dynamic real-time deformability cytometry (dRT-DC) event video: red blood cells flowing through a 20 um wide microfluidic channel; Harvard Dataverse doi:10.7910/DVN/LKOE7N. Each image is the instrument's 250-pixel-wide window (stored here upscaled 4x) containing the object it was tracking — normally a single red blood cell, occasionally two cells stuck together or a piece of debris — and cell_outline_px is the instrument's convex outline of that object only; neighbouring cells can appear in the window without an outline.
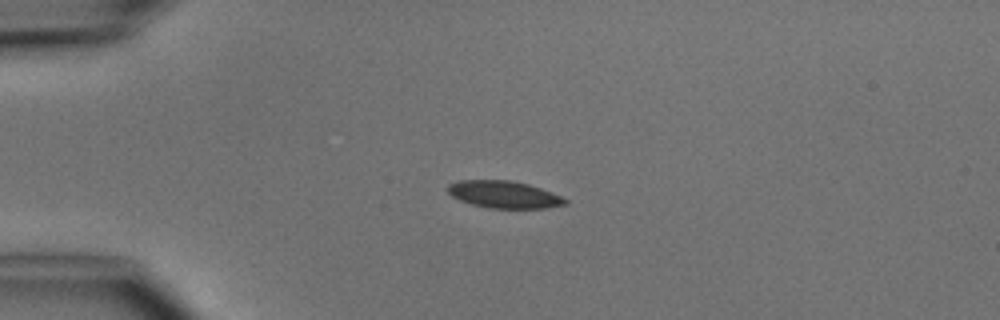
{"species": "common noctule bat (a hibernating species)", "species_latin": "Nyctalus noctula", "temperature_condition": "cold", "stored_images_in_passage": 5, "camera_frame_rate_fps": 3000, "um_per_image_px": 0.085, "animal": {"sex": "male", "body_mass_g": 15.6}, "frame": {"image": 1, "passage_image": 1, "time_ms": 0.0, "image_size_px": [1000, 320], "cell_outline_px": [[568, 204], [544, 208], [488, 208], [472, 204], [460, 200], [452, 196], [448, 192], [448, 184], [460, 180], [508, 180], [528, 184], [540, 188], [560, 196], [568, 200]], "centroid_in_image_um": [42.83, 16.53], "position_along_channel_um": 42.2, "area_um2": 18.44}}
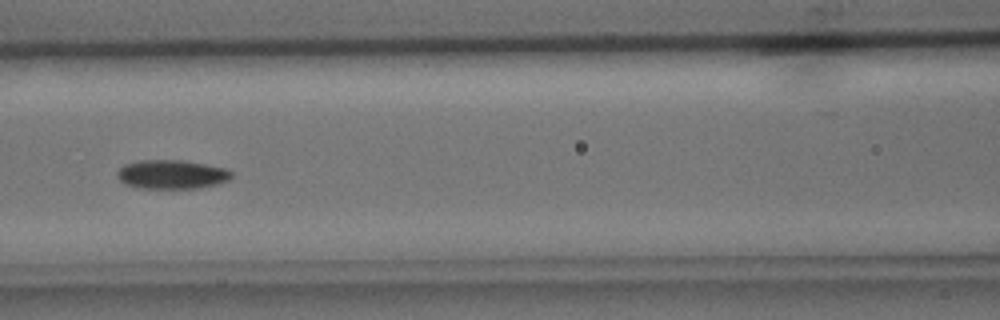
{"frame": {"image": 2, "passage_image": 4, "time_ms": 3.333, "image_size_px": [1000, 320], "cell_outline_px": [[232, 176], [228, 180], [216, 184], [200, 188], [136, 188], [124, 184], [116, 176], [116, 172], [124, 164], [136, 160], [184, 160], [228, 168], [232, 172]], "centroid_in_image_um": [14.57, 14.82], "position_along_channel_um": 152.0, "area_um2": 19.59}}
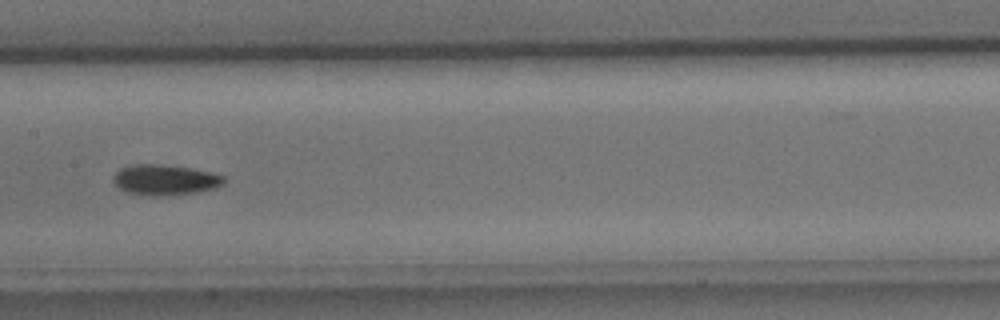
{"frame": {"image": 3, "passage_image": 5, "time_ms": 4.333, "image_size_px": [1000, 320], "cell_outline_px": [[224, 184], [216, 188], [196, 192], [164, 196], [148, 196], [128, 192], [120, 188], [112, 180], [112, 176], [120, 168], [132, 164], [156, 164], [192, 168], [212, 172], [224, 176]], "centroid_in_image_um": [14.03, 15.28], "position_along_channel_um": 193.4, "area_um2": 19.77}}